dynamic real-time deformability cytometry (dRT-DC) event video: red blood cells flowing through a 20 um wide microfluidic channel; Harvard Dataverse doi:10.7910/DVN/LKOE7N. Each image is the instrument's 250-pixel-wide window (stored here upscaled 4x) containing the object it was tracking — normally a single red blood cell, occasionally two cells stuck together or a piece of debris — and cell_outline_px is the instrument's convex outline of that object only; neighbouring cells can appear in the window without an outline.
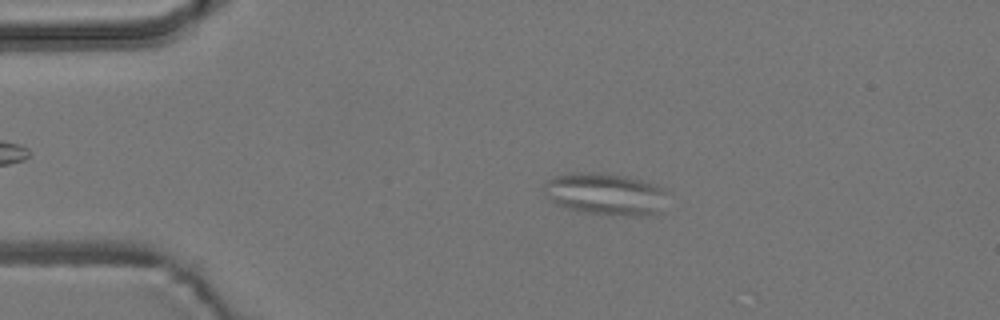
{"species": "common noctule bat (a hibernating species)", "species_latin": "Nyctalus noctula", "temperature_condition": "room temperature", "stored_images_in_passage": 34, "camera_frame_rate_fps": 3000, "um_per_image_px": 0.085, "animal": {"sex": "male", "body_mass_g": 19.2, "forearm_length_mm": 51.8}, "frame": {"image": 1, "passage_image": 11, "time_ms": 3.333, "image_size_px": [1000, 320], "cell_outline_px": [[668, 192], [660, 212], [656, 216], [624, 216], [584, 212], [568, 208], [544, 196], [544, 184], [548, 180], [556, 176], [576, 172], [592, 172], [628, 176], [656, 184], [664, 188]], "centroid_in_image_um": [51.53, 16.5], "position_along_channel_um": 33.5, "area_um2": 30.46}}
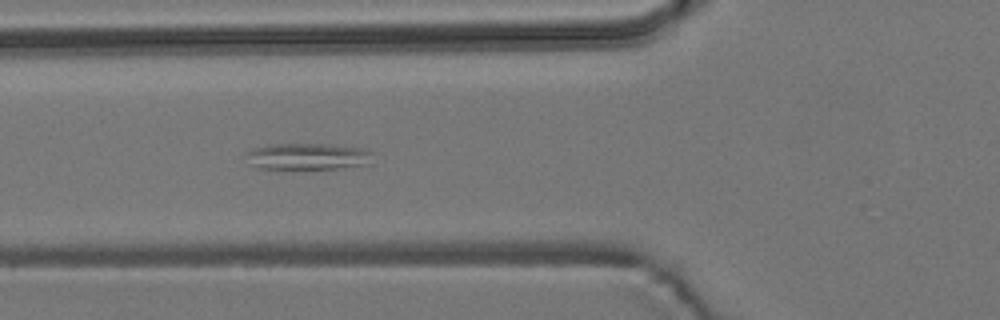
{"frame": {"image": 2, "passage_image": 20, "time_ms": 6.333, "image_size_px": [1000, 320], "cell_outline_px": [[372, 164], [336, 168], [260, 168], [252, 164], [244, 152], [268, 144], [328, 144], [368, 148], [372, 152]], "centroid_in_image_um": [26.25, 13.28], "position_along_channel_um": 99.6, "area_um2": 19.54}}
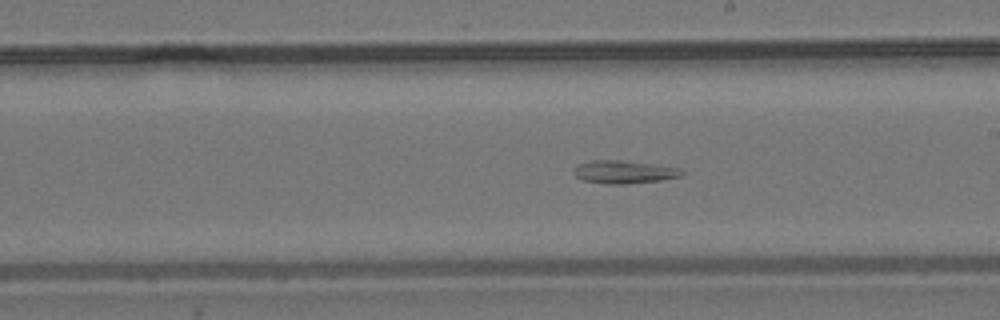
{"frame": {"image": 3, "passage_image": 31, "time_ms": 10.0, "image_size_px": [1000, 320], "cell_outline_px": [[684, 176], [660, 180], [624, 184], [608, 184], [584, 180], [576, 176], [572, 172], [576, 164], [592, 160], [624, 160], [680, 168], [684, 172]], "centroid_in_image_um": [53.04, 14.61], "position_along_channel_um": 236.0, "area_um2": 14.51}}